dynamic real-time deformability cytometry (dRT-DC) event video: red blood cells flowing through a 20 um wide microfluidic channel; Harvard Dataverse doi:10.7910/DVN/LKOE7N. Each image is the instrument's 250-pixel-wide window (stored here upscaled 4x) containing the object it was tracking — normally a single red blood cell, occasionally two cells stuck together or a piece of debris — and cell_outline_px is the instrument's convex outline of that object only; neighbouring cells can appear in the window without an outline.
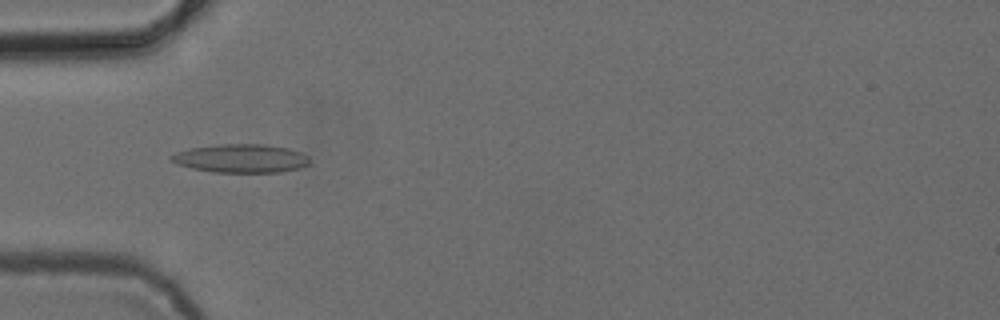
{"species": "common noctule bat (a hibernating species)", "species_latin": "Nyctalus noctula", "temperature_condition": "cold", "stored_images_in_passage": 53, "camera_frame_rate_fps": 3000, "um_per_image_px": 0.085, "animal": {"sex": "female", "body_mass_g": 24.6, "forearm_length_mm": 56.2}, "frame": {"image": 1, "passage_image": 17, "time_ms": 5.333, "image_size_px": [1000, 320], "cell_outline_px": [[308, 164], [300, 168], [280, 172], [212, 172], [192, 168], [176, 164], [168, 160], [168, 156], [176, 152], [188, 148], [220, 144], [264, 144], [288, 148], [300, 152], [308, 156]], "centroid_in_image_um": [20.42, 13.46], "position_along_channel_um": 64.6, "area_um2": 23.12}}
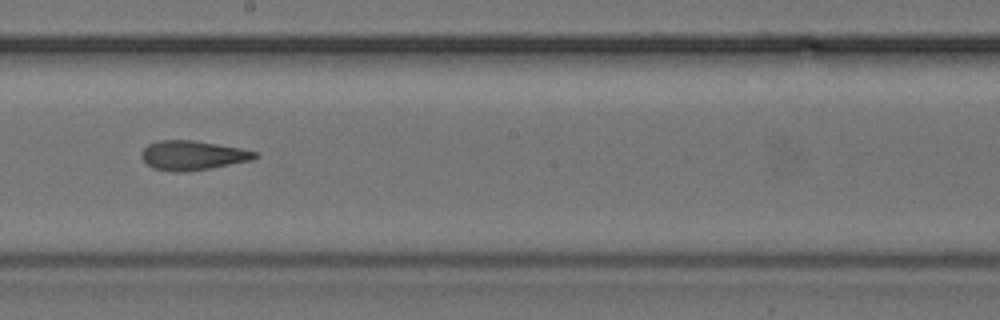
{"frame": {"image": 2, "passage_image": 30, "time_ms": 9.667, "image_size_px": [1000, 320], "cell_outline_px": [[260, 156], [252, 160], [208, 168], [152, 168], [140, 156], [140, 152], [148, 144], [156, 140], [196, 140], [240, 148], [260, 152]], "centroid_in_image_um": [16.43, 13.13], "position_along_channel_um": 231.8, "area_um2": 18.61}}
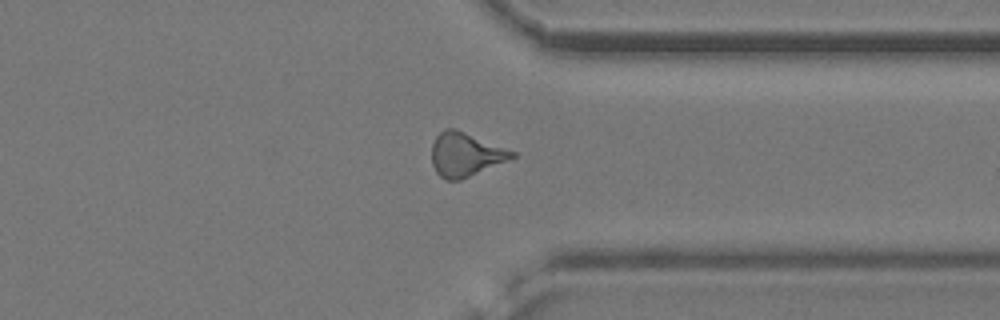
{"frame": {"image": 3, "passage_image": 41, "time_ms": 13.333, "image_size_px": [1000, 320], "cell_outline_px": [[516, 156], [508, 160], [460, 180], [444, 180], [436, 172], [432, 164], [432, 144], [436, 136], [444, 128], [456, 128], [516, 152]], "centroid_in_image_um": [39.54, 13.12], "position_along_channel_um": 371.9, "area_um2": 20.46}, "authors_computed_cell_mechanics": {"area_um2": 19.7098, "velocity_mm_per_s": 3.8736, "shape_relaxation_time_tau1_ms": null, "shape_relaxation_time_tau2_ms": 3.2902, "deformation_change_tau1": null, "deformation_change_tau2": 0.1354}}